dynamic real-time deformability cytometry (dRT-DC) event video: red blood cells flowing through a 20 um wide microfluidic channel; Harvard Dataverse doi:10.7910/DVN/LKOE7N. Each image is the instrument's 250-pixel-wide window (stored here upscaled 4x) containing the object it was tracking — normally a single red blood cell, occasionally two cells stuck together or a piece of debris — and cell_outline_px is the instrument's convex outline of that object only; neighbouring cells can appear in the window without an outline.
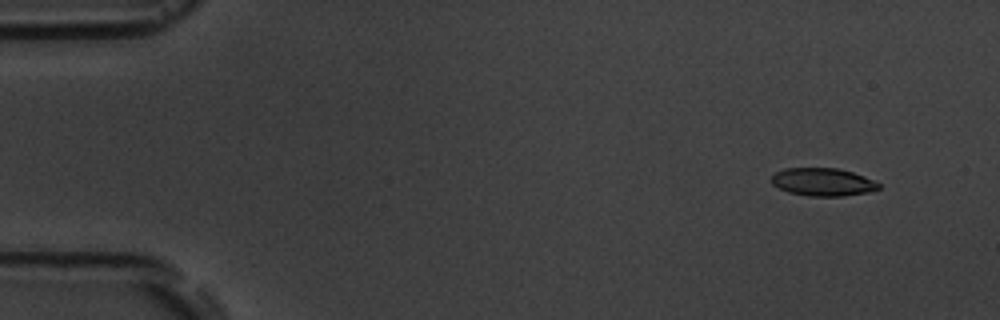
{"species": "common noctule bat (a hibernating species)", "species_latin": "Nyctalus noctula", "temperature_condition": "room temperature", "stored_images_in_passage": 5, "camera_frame_rate_fps": 3000, "um_per_image_px": 0.085, "animal": {"sex": "male", "body_mass_g": 19.5, "forearm_length_mm": 54.6}, "frame": {"image": 1, "passage_image": 2, "time_ms": 1.0, "image_size_px": [1000, 320], "cell_outline_px": [[880, 188], [868, 192], [844, 196], [808, 196], [788, 192], [772, 184], [772, 176], [776, 172], [784, 168], [836, 168], [852, 172], [864, 176], [880, 184]], "centroid_in_image_um": [69.93, 15.47], "position_along_channel_um": 15.1, "area_um2": 17.34}}